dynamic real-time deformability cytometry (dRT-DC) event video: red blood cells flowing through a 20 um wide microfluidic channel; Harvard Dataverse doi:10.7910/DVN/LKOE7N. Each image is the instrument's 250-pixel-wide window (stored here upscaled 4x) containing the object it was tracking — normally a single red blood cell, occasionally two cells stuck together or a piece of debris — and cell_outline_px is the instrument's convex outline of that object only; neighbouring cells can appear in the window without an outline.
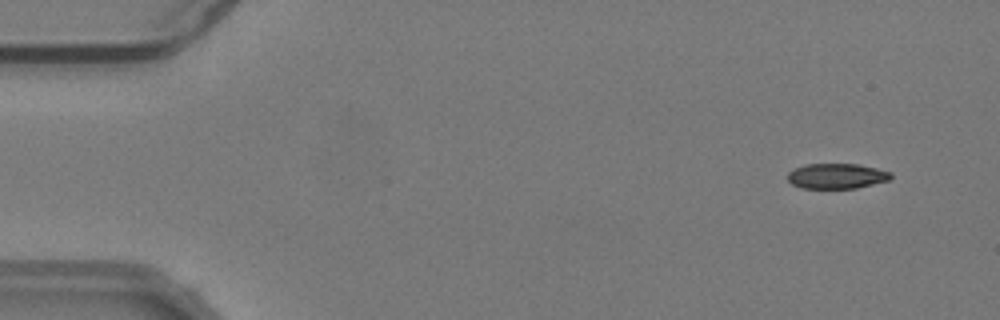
{"species": "common noctule bat (a hibernating species)", "species_latin": "Nyctalus noctula", "temperature_condition": "warm", "stored_images_in_passage": 54, "camera_frame_rate_fps": 3000, "um_per_image_px": 0.085, "animal": {"sex": "male", "body_mass_g": 19.2, "forearm_length_mm": 51.8}, "frame": {"image": 1, "passage_image": 4, "time_ms": 1.0, "image_size_px": [1000, 320], "cell_outline_px": [[892, 176], [888, 180], [856, 188], [800, 188], [792, 184], [788, 180], [788, 172], [804, 164], [856, 164], [876, 168], [892, 172]], "centroid_in_image_um": [71.1, 14.96], "position_along_channel_um": 13.9, "area_um2": 15.09}}
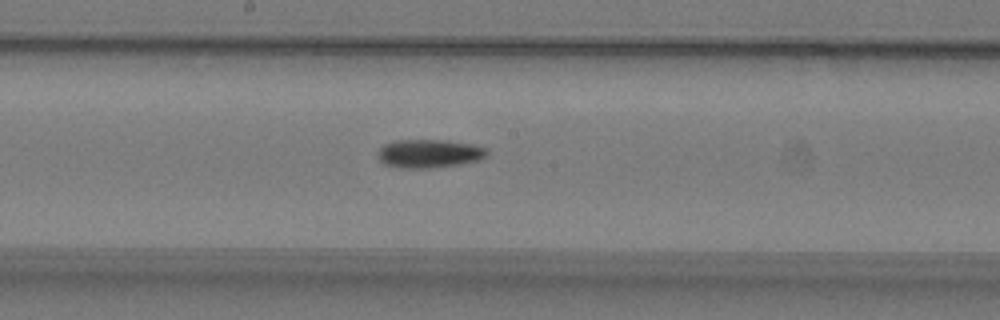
{"frame": {"image": 2, "passage_image": 29, "time_ms": 9.333, "image_size_px": [1000, 320], "cell_outline_px": [[488, 156], [480, 160], [460, 164], [428, 168], [400, 168], [384, 164], [380, 160], [380, 148], [384, 144], [396, 140], [444, 140], [472, 144], [488, 148]], "centroid_in_image_um": [36.53, 13.05], "position_along_channel_um": 211.7, "area_um2": 18.09}}
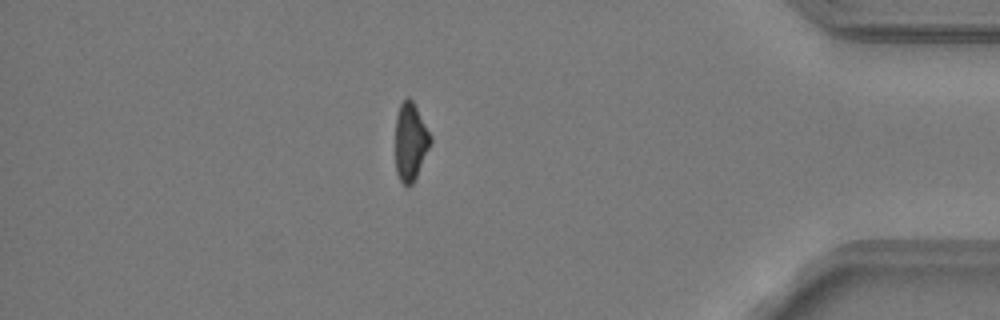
{"frame": {"image": 3, "passage_image": 47, "time_ms": 15.333, "image_size_px": [1000, 320], "cell_outline_px": [[432, 140], [416, 176], [412, 184], [408, 188], [400, 180], [396, 172], [396, 116], [400, 104], [408, 96], [412, 100], [432, 136]], "centroid_in_image_um": [34.88, 12.04], "position_along_channel_um": 400.3, "area_um2": 15.72}, "authors_computed_cell_mechanics": {"area_um2": 17.1955, "velocity_mm_per_s": 3.8041, "shape_relaxation_time_tau1_ms": 4.3796, "shape_relaxation_time_tau2_ms": null, "deformation_change_tau1": 0.1548, "deformation_change_tau2": null}}